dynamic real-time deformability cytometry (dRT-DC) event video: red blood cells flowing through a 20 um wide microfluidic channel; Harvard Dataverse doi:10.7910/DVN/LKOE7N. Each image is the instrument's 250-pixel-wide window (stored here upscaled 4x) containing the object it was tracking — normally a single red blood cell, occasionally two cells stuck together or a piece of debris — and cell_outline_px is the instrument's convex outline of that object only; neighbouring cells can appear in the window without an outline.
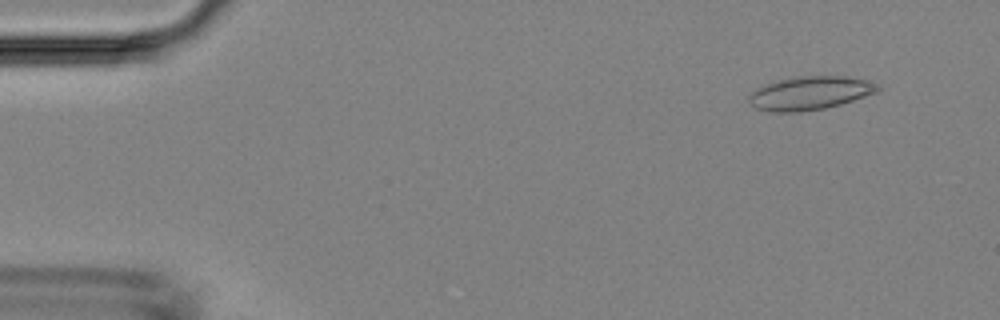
{"species": "Egyptian fruit bat (a non-hibernating species)", "species_latin": "Rousettus aegyptiacus", "temperature_condition": "room temperature", "stored_images_in_passage": 48, "camera_frame_rate_fps": 3000, "um_per_image_px": 0.085, "animal": {"sex": "female"}, "frame": {"image": 1, "passage_image": 4, "time_ms": 1.0, "image_size_px": [1000, 320], "cell_outline_px": [[884, 88], [876, 92], [840, 104], [824, 108], [800, 112], [768, 112], [756, 108], [748, 100], [748, 96], [756, 88], [772, 80], [796, 76], [848, 76], [868, 80], [880, 84]], "centroid_in_image_um": [68.84, 7.89], "position_along_channel_um": 16.2, "area_um2": 25.49}}
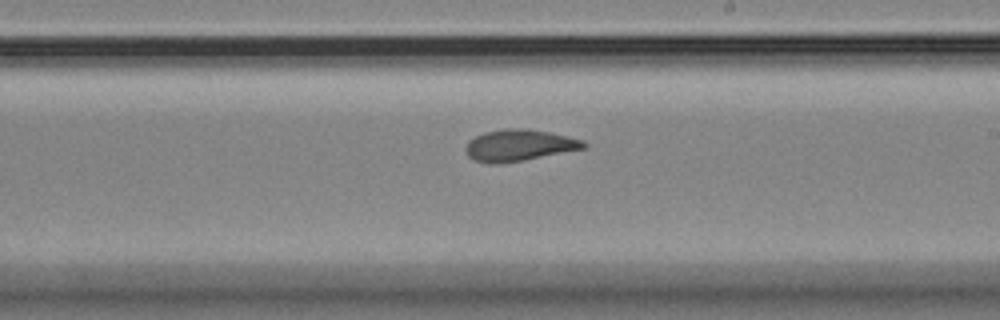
{"frame": {"image": 2, "passage_image": 28, "time_ms": 9.0, "image_size_px": [1000, 320], "cell_outline_px": [[588, 148], [524, 160], [500, 164], [488, 164], [472, 160], [468, 156], [464, 148], [468, 140], [484, 132], [504, 128], [524, 128], [548, 132], [584, 140], [588, 144]], "centroid_in_image_um": [44.11, 12.36], "position_along_channel_um": 244.9, "area_um2": 22.02}}
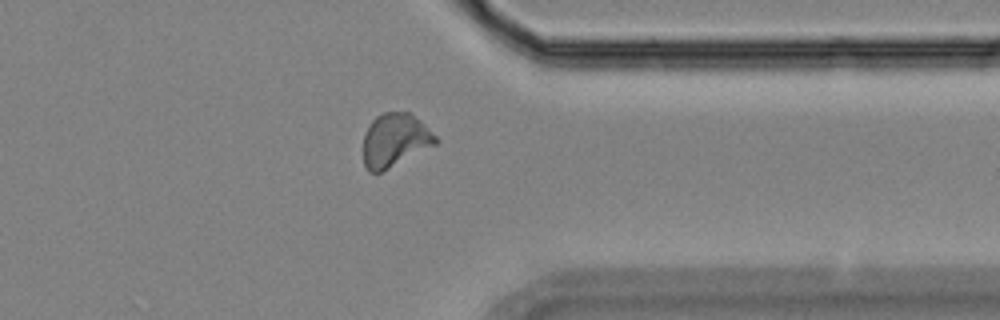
{"frame": {"image": 3, "passage_image": 38, "time_ms": 12.333, "image_size_px": [1000, 320], "cell_outline_px": [[440, 140], [436, 144], [380, 172], [368, 172], [364, 164], [364, 132], [372, 120], [376, 116], [384, 112], [408, 112], [420, 120]], "centroid_in_image_um": [33.56, 11.9], "position_along_channel_um": 377.8, "area_um2": 22.25}}